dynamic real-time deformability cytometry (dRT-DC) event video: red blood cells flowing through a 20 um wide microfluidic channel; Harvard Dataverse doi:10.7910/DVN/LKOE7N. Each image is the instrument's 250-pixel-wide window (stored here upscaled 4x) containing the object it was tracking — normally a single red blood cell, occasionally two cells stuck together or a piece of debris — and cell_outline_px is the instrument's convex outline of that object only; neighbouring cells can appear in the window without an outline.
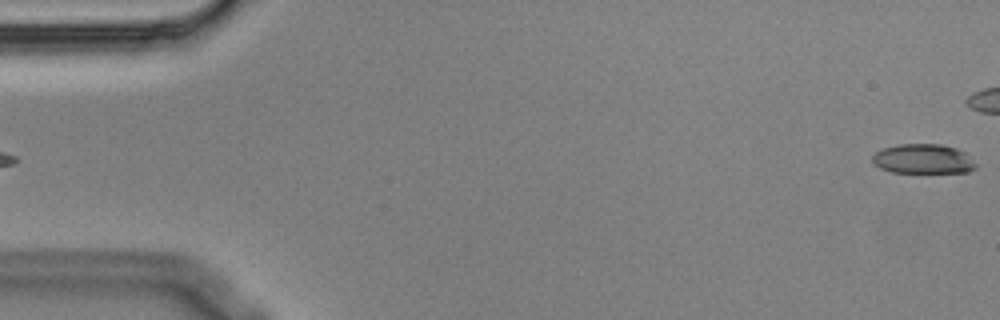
{"species": "Egyptian fruit bat (a non-hibernating species)", "species_latin": "Rousettus aegyptiacus", "temperature_condition": "cold", "stored_images_in_passage": 4, "segment_of_instrument_passage": [2, 2], "camera_frame_rate_fps": 3000, "um_per_image_px": 0.085, "animal": {"sex": "male"}, "frame": {"image": 1, "passage_image": 4, "time_ms": 1.0, "image_size_px": [1000, 320], "cell_outline_px": [[976, 168], [968, 172], [892, 172], [880, 168], [872, 164], [872, 156], [876, 152], [884, 148], [900, 144], [940, 144], [956, 148], [964, 152], [976, 164]], "centroid_in_image_um": [78.45, 13.51], "position_along_channel_um": 6.6, "area_um2": 17.74}}